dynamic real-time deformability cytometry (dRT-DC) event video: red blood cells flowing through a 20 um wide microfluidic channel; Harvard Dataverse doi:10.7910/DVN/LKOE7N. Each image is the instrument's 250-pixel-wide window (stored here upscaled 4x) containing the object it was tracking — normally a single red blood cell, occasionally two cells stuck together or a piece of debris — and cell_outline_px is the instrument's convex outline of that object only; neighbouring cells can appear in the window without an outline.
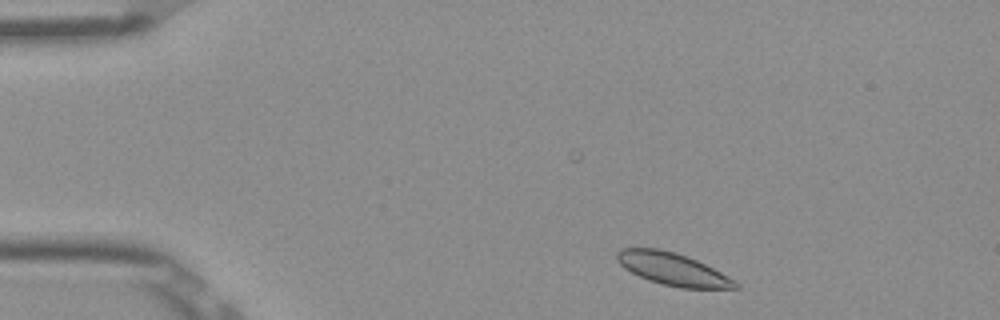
{"species": "Egyptian fruit bat (a non-hibernating species)", "species_latin": "Rousettus aegyptiacus", "temperature_condition": "room temperature", "stored_images_in_passage": 47, "camera_frame_rate_fps": 3000, "um_per_image_px": 0.085, "frame": {"image": 1, "passage_image": 3, "time_ms": 0.667, "image_size_px": [1000, 320], "cell_outline_px": [[740, 288], [680, 288], [660, 284], [648, 280], [624, 268], [616, 260], [616, 252], [620, 248], [656, 248], [676, 252], [696, 260], [736, 280], [740, 284]], "centroid_in_image_um": [57.17, 22.87], "position_along_channel_um": 27.8, "area_um2": 22.37}}
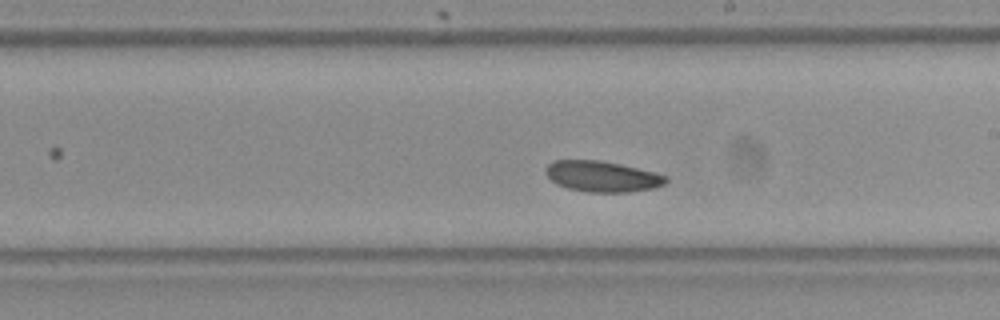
{"frame": {"image": 2, "passage_image": 25, "time_ms": 8.0, "image_size_px": [1000, 320], "cell_outline_px": [[668, 180], [664, 184], [652, 188], [628, 192], [588, 192], [568, 188], [556, 184], [544, 172], [548, 164], [552, 160], [600, 160], [620, 164], [656, 172], [668, 176]], "centroid_in_image_um": [51.18, 14.99], "position_along_channel_um": 237.8, "area_um2": 21.62}}
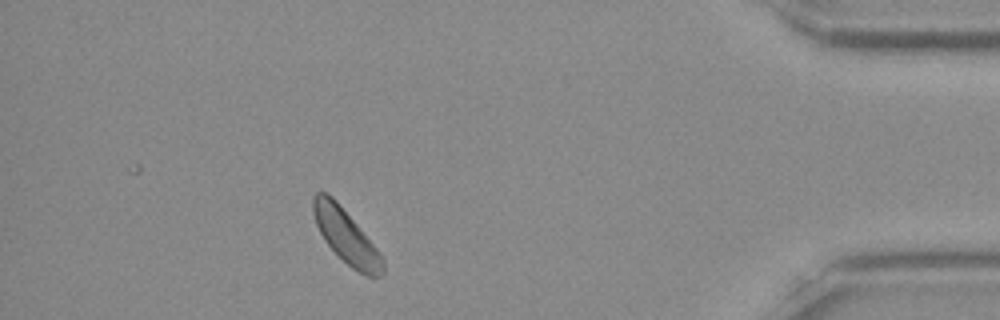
{"frame": {"image": 3, "passage_image": 42, "time_ms": 13.667, "image_size_px": [1000, 320], "cell_outline_px": [[384, 272], [380, 276], [364, 276], [352, 268], [324, 240], [316, 224], [312, 212], [312, 196], [316, 192], [324, 192], [332, 196], [336, 200], [384, 256]], "centroid_in_image_um": [29.43, 20.08], "position_along_channel_um": 405.8, "area_um2": 21.79}, "authors_computed_cell_mechanics": {"area_um2": 21.9062, "velocity_mm_per_s": 3.8086, "shape_relaxation_time_tau1_ms": 1.2366, "shape_relaxation_time_tau2_ms": null, "deformation_change_tau1": 0.0393, "deformation_change_tau2": null}}